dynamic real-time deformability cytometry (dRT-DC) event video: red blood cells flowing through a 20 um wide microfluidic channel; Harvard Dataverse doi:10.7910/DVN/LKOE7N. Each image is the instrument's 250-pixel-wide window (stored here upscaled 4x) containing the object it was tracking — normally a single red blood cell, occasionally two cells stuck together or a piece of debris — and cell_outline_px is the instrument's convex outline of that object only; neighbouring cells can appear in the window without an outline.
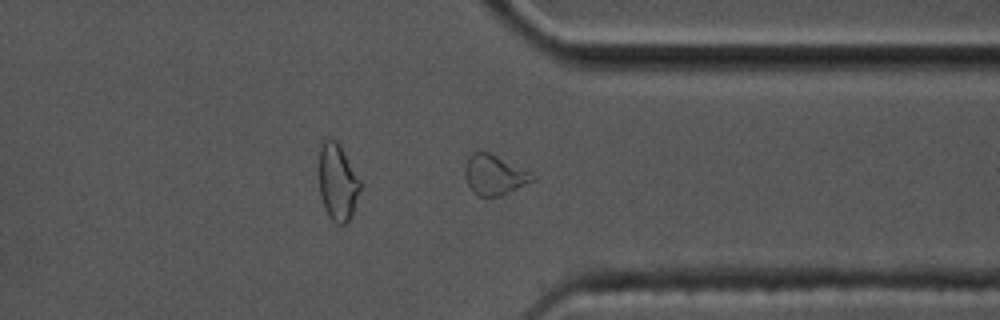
{"species": "common noctule bat (a hibernating species)", "species_latin": "Nyctalus noctula", "temperature_condition": "cold", "stored_images_in_passage": 42, "camera_frame_rate_fps": 3000, "um_per_image_px": 0.085, "animal": {"sex": "male", "body_mass_g": 17.5, "forearm_length_mm": 52.3}, "frame": {"image": 1, "passage_image": 30, "time_ms": 9.667, "image_size_px": [1000, 320], "cell_outline_px": [[536, 180], [500, 196], [480, 196], [468, 184], [464, 176], [464, 168], [468, 156], [472, 152], [488, 152], [532, 172], [536, 176]], "centroid_in_image_um": [42.04, 14.85], "position_along_channel_um": 369.4, "area_um2": 15.66}, "authors_computed_cell_mechanics": {"area_um2": 14.4789, "velocity_mm_per_s": 3.4573, "shape_relaxation_time_tau1_ms": null, "shape_relaxation_time_tau2_ms": 2.1339, "deformation_change_tau1": null, "deformation_change_tau2": 0.0842}}